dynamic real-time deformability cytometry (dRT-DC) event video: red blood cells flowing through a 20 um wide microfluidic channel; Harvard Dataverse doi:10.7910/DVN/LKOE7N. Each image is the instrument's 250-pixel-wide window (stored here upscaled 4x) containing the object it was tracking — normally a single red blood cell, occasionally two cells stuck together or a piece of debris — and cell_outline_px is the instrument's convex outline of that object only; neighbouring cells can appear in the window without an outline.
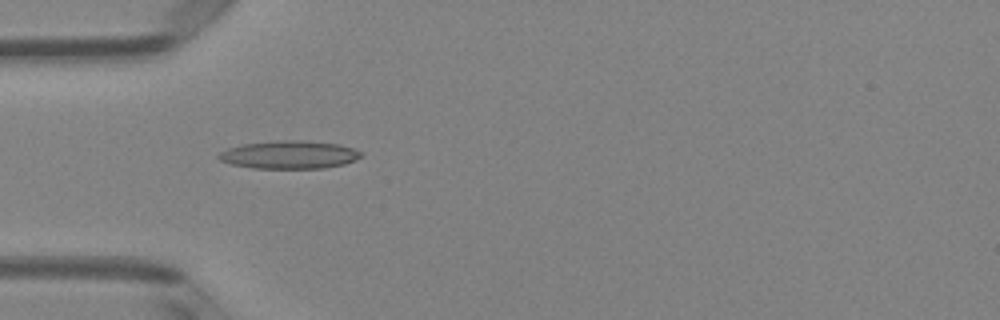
{"species": "Egyptian fruit bat (a non-hibernating species)", "species_latin": "Rousettus aegyptiacus", "temperature_condition": "room temperature", "stored_images_in_passage": 5, "camera_frame_rate_fps": 3000, "um_per_image_px": 0.085, "animal": {"sex": "female"}, "frame": {"image": 1, "passage_image": 5, "time_ms": 1.333, "image_size_px": [1000, 320], "cell_outline_px": [[360, 156], [356, 160], [344, 164], [324, 168], [252, 168], [232, 164], [220, 160], [216, 156], [220, 152], [228, 148], [244, 144], [280, 140], [304, 140], [340, 144], [352, 148], [360, 152]], "centroid_in_image_um": [24.58, 13.15], "position_along_channel_um": 60.4, "area_um2": 23.12}}